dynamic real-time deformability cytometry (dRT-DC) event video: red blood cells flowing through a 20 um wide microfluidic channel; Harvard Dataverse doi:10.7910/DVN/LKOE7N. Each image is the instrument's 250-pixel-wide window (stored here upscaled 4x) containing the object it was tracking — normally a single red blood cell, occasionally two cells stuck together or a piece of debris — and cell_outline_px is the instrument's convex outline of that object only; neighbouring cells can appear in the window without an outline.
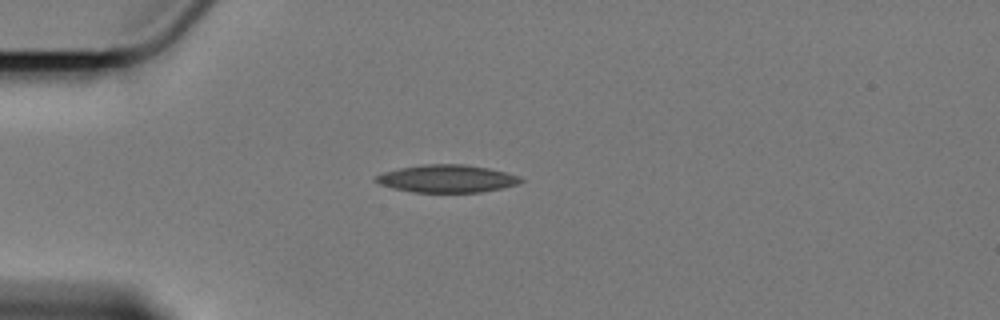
{"species": "Egyptian fruit bat (a non-hibernating species)", "species_latin": "Rousettus aegyptiacus", "temperature_condition": "cold", "stored_images_in_passage": 44, "camera_frame_rate_fps": 3000, "um_per_image_px": 0.085, "animal": {"sex": "female"}, "frame": {"image": 1, "passage_image": 1, "time_ms": 0.0, "image_size_px": [1000, 320], "cell_outline_px": [[524, 180], [516, 184], [500, 188], [480, 192], [412, 192], [380, 184], [372, 180], [376, 176], [384, 172], [400, 168], [424, 164], [464, 164], [488, 168], [520, 176]], "centroid_in_image_um": [37.97, 15.18], "position_along_channel_um": 47.0, "area_um2": 23.06}}
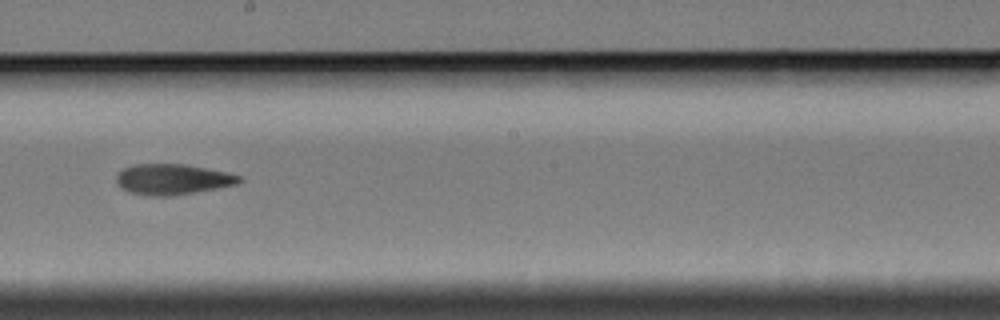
{"frame": {"image": 2, "passage_image": 19, "time_ms": 6.0, "image_size_px": [1000, 320], "cell_outline_px": [[244, 180], [236, 184], [196, 192], [172, 196], [148, 196], [128, 192], [116, 180], [116, 176], [124, 168], [136, 164], [184, 164], [224, 172], [240, 176]], "centroid_in_image_um": [14.66, 15.25], "position_along_channel_um": 233.5, "area_um2": 21.62}}
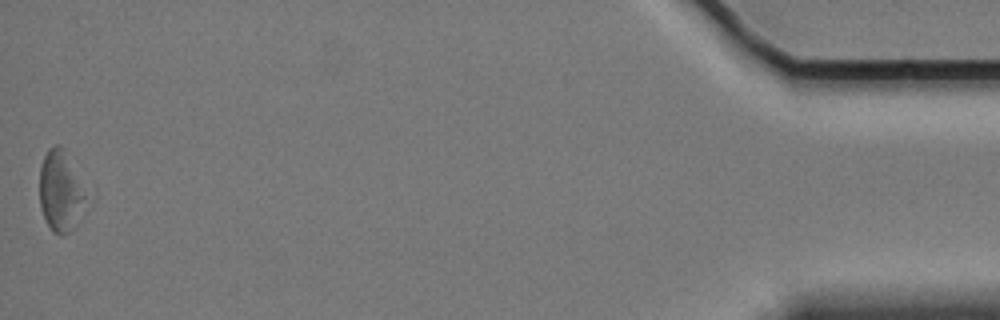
{"frame": {"image": 3, "passage_image": 44, "time_ms": 14.333, "image_size_px": [1000, 320], "cell_outline_px": [[84, 196], [76, 224], [64, 236], [60, 236], [52, 232], [44, 216], [40, 204], [40, 168], [44, 156], [48, 148], [56, 144], [60, 144], [64, 148]], "centroid_in_image_um": [5.06, 16.26], "position_along_channel_um": 430.1, "area_um2": 20.69}, "authors_computed_cell_mechanics": {"area_um2": 22.1952, "velocity_mm_per_s": 3.4013, "shape_relaxation_time_tau1_ms": 9.5977, "shape_relaxation_time_tau2_ms": 4.0602, "deformation_change_tau1": 0.1839, "deformation_change_tau2": 0.1156}}